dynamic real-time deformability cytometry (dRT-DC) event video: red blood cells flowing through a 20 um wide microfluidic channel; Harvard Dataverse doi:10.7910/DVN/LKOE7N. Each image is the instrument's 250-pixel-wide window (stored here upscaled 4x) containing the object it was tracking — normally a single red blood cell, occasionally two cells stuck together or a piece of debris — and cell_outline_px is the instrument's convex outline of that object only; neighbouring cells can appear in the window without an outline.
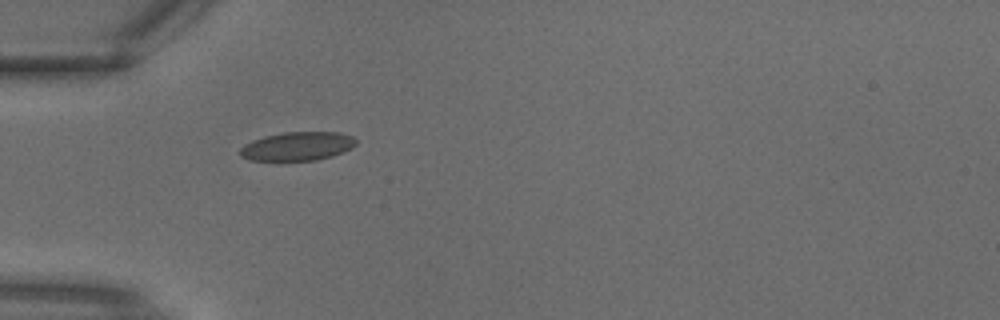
{"species": "common noctule bat (a hibernating species)", "species_latin": "Nyctalus noctula", "temperature_condition": "warm", "stored_images_in_passage": 2, "camera_frame_rate_fps": 3000, "um_per_image_px": 0.085, "animal": {"sex": "male", "body_mass_g": 18.8}, "frame": {"image": 1, "passage_image": 2, "time_ms": 0.333, "image_size_px": [1000, 320], "cell_outline_px": [[356, 144], [352, 148], [344, 152], [332, 156], [316, 160], [248, 160], [240, 156], [240, 148], [244, 144], [252, 140], [264, 136], [284, 132], [340, 132], [352, 136], [356, 140]], "centroid_in_image_um": [25.28, 12.42], "position_along_channel_um": 59.7, "area_um2": 19.48}}